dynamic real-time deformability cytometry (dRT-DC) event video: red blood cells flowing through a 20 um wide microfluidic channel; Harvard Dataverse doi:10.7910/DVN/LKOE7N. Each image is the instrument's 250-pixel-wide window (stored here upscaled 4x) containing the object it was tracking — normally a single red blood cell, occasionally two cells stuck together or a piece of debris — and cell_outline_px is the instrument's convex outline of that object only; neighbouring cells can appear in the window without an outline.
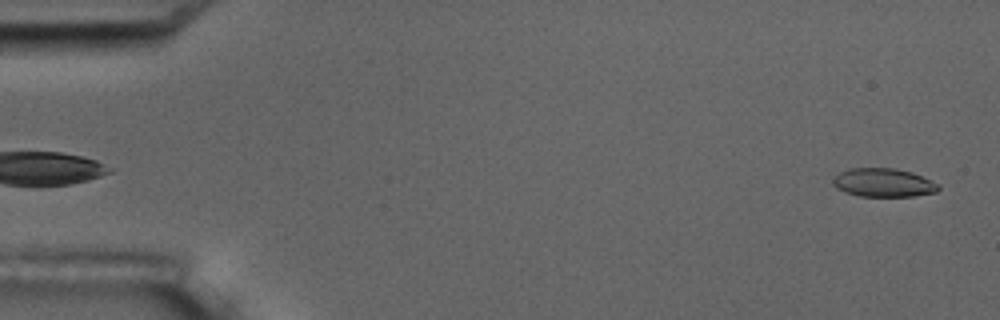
{"species": "common noctule bat (a hibernating species)", "species_latin": "Nyctalus noctula", "temperature_condition": "room temperature", "stored_images_in_passage": 4, "camera_frame_rate_fps": 3000, "um_per_image_px": 0.085, "animal": {"sex": "male", "body_mass_g": 17.5, "forearm_length_mm": 52.3}, "frame": {"image": 1, "passage_image": 4, "time_ms": 3.333, "image_size_px": [1000, 320], "cell_outline_px": [[940, 188], [936, 192], [912, 196], [860, 196], [844, 192], [836, 188], [832, 184], [832, 180], [840, 172], [848, 168], [896, 168], [912, 172], [940, 184]], "centroid_in_image_um": [75.08, 15.52], "position_along_channel_um": 9.9, "area_um2": 17.63}}